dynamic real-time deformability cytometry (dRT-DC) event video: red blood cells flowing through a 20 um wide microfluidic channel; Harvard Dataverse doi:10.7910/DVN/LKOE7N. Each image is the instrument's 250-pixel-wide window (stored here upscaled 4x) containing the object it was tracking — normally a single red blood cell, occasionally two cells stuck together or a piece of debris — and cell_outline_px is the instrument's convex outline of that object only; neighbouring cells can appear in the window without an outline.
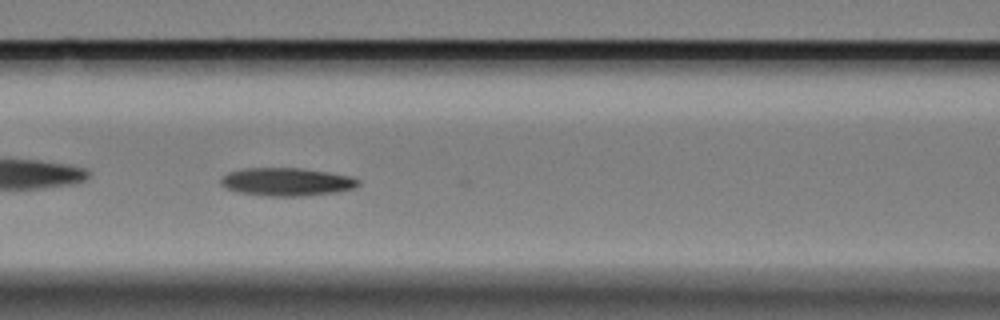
{"species": "Egyptian fruit bat (a non-hibernating species)", "species_latin": "Rousettus aegyptiacus", "temperature_condition": "cold", "stored_images_in_passage": 24, "camera_frame_rate_fps": 3000, "um_per_image_px": 0.085, "animal": {"sex": "female"}, "frame": {"image": 1, "passage_image": 6, "time_ms": 1.667, "image_size_px": [1000, 320], "cell_outline_px": [[360, 184], [356, 188], [336, 192], [304, 196], [268, 196], [236, 192], [224, 188], [220, 184], [220, 180], [228, 172], [244, 168], [300, 168], [352, 176], [360, 180]], "centroid_in_image_um": [24.37, 15.46], "position_along_channel_um": 142.2, "area_um2": 22.66}}
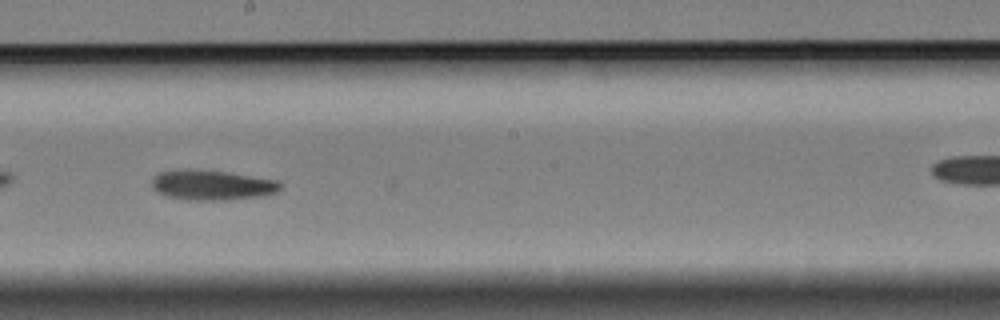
{"frame": {"image": 2, "passage_image": 14, "time_ms": 4.333, "image_size_px": [1000, 320], "cell_outline_px": [[280, 188], [276, 192], [260, 196], [228, 200], [188, 200], [164, 196], [156, 192], [152, 188], [152, 176], [160, 172], [192, 168], [224, 172], [276, 180], [280, 184]], "centroid_in_image_um": [17.93, 15.73], "position_along_channel_um": 230.3, "area_um2": 22.48}}
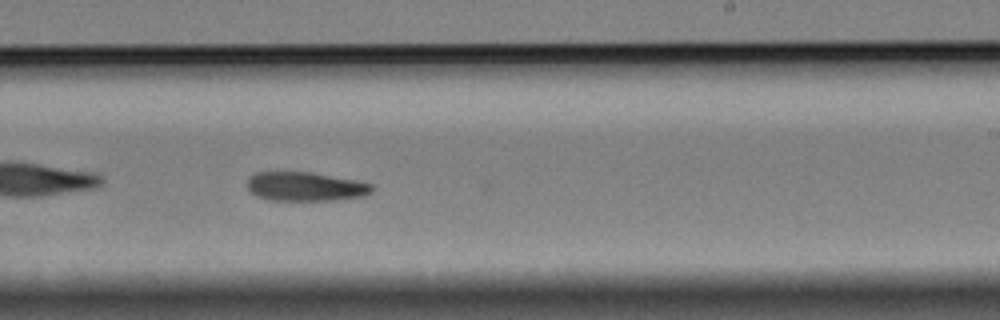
{"frame": {"image": 3, "passage_image": 17, "time_ms": 5.333, "image_size_px": [1000, 320], "cell_outline_px": [[376, 188], [372, 192], [364, 196], [332, 200], [272, 200], [256, 196], [248, 188], [248, 176], [256, 172], [308, 172], [356, 180], [372, 184]], "centroid_in_image_um": [25.98, 15.85], "position_along_channel_um": 263.0, "area_um2": 21.04}}